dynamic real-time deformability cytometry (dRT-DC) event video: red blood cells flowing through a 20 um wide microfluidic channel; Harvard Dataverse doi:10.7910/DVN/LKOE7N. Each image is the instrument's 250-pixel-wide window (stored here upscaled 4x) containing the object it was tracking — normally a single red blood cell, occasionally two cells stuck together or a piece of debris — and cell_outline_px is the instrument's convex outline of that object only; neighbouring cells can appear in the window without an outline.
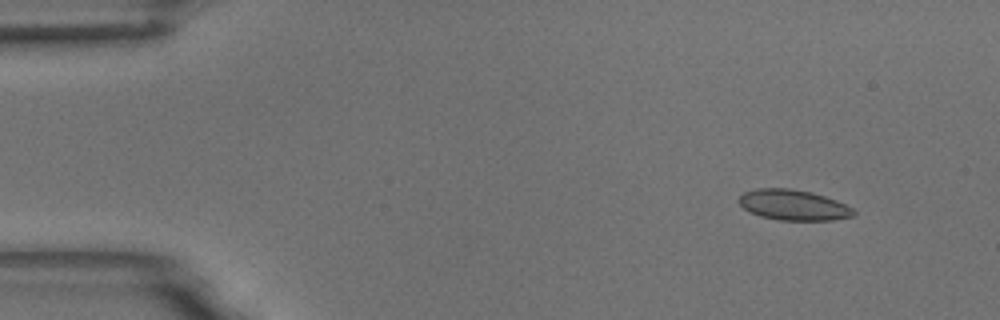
{"species": "common noctule bat (a hibernating species)", "species_latin": "Nyctalus noctula", "temperature_condition": "room temperature", "stored_images_in_passage": 15, "camera_frame_rate_fps": 3000, "um_per_image_px": 0.085, "animal": {"sex": "male", "body_mass_g": 18.8}, "frame": {"image": 1, "passage_image": 1, "time_ms": 0.0, "image_size_px": [1000, 320], "cell_outline_px": [[856, 212], [852, 216], [832, 220], [780, 220], [760, 216], [744, 208], [736, 200], [744, 192], [756, 188], [788, 188], [812, 192], [836, 200], [852, 208]], "centroid_in_image_um": [67.41, 17.42], "position_along_channel_um": 17.6, "area_um2": 20.29}}
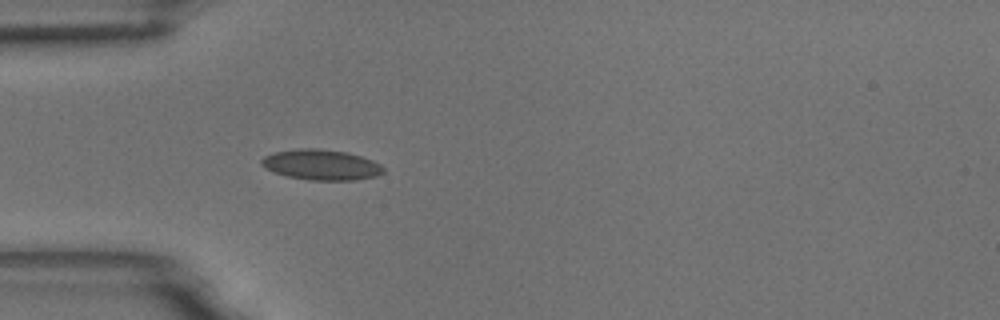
{"frame": {"image": 2, "passage_image": 12, "time_ms": 3.667, "image_size_px": [1000, 320], "cell_outline_px": [[384, 172], [376, 176], [356, 180], [308, 180], [288, 176], [264, 168], [260, 164], [260, 160], [264, 156], [276, 152], [300, 148], [316, 148], [348, 152], [372, 160], [380, 164], [384, 168]], "centroid_in_image_um": [27.31, 14.0], "position_along_channel_um": 57.7, "area_um2": 21.62}}